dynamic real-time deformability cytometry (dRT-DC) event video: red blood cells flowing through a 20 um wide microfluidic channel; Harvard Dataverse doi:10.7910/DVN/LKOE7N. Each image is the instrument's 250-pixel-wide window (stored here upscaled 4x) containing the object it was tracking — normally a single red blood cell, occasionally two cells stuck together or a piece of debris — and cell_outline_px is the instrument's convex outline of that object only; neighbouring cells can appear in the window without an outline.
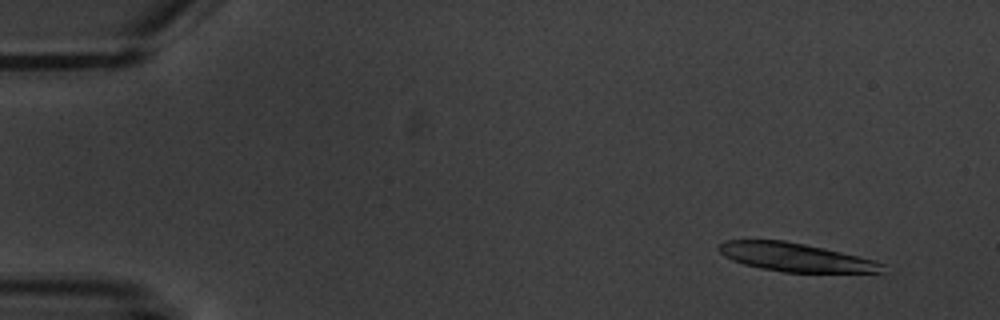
{"species": "common noctule bat (a hibernating species)", "species_latin": "Nyctalus noctula", "temperature_condition": "warm", "stored_images_in_passage": 4, "camera_frame_rate_fps": 3000, "um_per_image_px": 0.085, "animal": {"sex": "male", "body_mass_g": 20.1, "forearm_length_mm": 53.5}, "frame": {"image": 1, "passage_image": 1, "time_ms": 0.0, "image_size_px": [1000, 320], "cell_outline_px": [[884, 272], [784, 272], [760, 268], [744, 264], [732, 260], [724, 256], [716, 248], [716, 244], [724, 240], [784, 240], [824, 248], [860, 256], [876, 260], [884, 264]], "centroid_in_image_um": [67.58, 21.86], "position_along_channel_um": 17.4, "area_um2": 27.22}}